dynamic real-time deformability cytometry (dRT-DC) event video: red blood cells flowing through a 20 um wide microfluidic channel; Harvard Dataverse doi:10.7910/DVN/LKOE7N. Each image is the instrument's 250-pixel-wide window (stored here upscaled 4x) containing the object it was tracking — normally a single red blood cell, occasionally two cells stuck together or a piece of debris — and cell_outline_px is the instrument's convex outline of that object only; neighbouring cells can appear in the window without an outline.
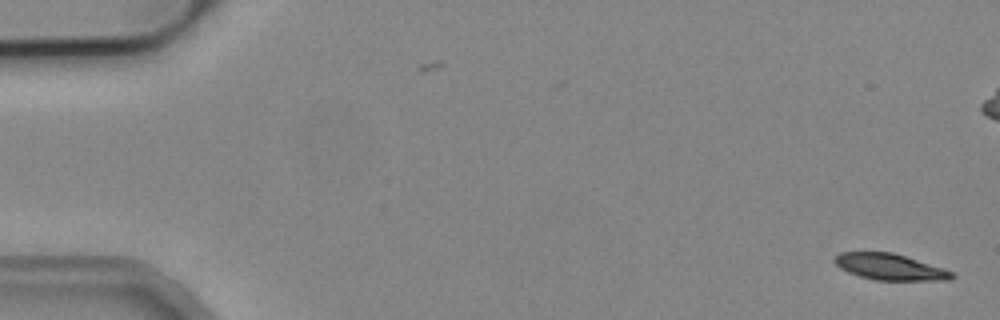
{"species": "common noctule bat (a hibernating species)", "species_latin": "Nyctalus noctula", "temperature_condition": "cold", "stored_images_in_passage": 2, "camera_frame_rate_fps": 3000, "um_per_image_px": 0.085, "animal": {"sex": "male", "body_mass_g": 19.2, "forearm_length_mm": 51.8}, "frame": {"image": 1, "passage_image": 2, "time_ms": 0.333, "image_size_px": [1000, 320], "cell_outline_px": [[956, 276], [952, 280], [876, 280], [860, 276], [848, 272], [840, 268], [832, 260], [840, 252], [892, 252], [944, 268], [952, 272]], "centroid_in_image_um": [75.65, 22.69], "position_along_channel_um": 9.4, "area_um2": 17.86}}